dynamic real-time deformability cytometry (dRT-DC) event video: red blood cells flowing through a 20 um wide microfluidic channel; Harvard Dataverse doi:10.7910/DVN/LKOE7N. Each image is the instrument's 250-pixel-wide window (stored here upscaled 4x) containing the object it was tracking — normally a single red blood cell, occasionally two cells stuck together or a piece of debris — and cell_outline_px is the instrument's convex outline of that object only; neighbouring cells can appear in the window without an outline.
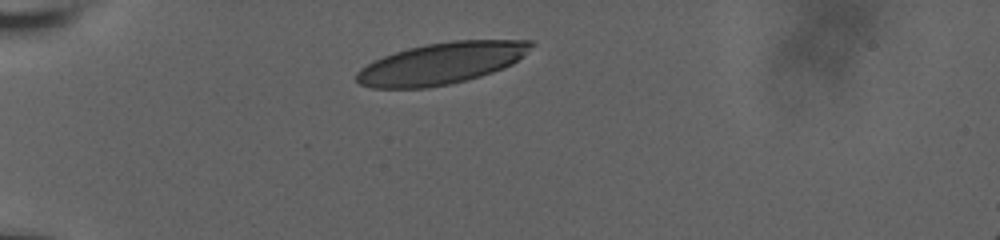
{"species": "human", "species_latin": "Homo sapiens", "temperature_condition": "room temperature", "stored_images_in_passage": 11, "camera_frame_rate_fps": 3000, "um_per_image_px": 0.085, "donor": {"sex": "male"}, "frame": {"image": 1, "passage_image": 1, "time_ms": 0.0, "image_size_px": [1000, 240], "cell_outline_px": [[536, 44], [512, 64], [504, 68], [480, 76], [448, 84], [428, 88], [372, 88], [360, 84], [356, 80], [356, 72], [360, 68], [384, 56], [408, 48], [424, 44], [452, 40], [532, 40]], "centroid_in_image_um": [37.52, 5.38], "position_along_channel_um": 47.5, "area_um2": 42.08}}
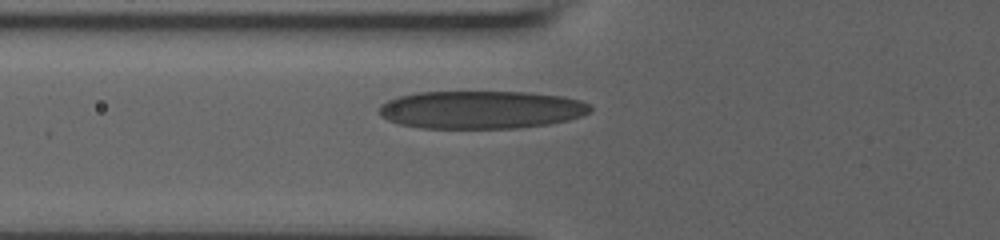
{"frame": {"image": 2, "passage_image": 7, "time_ms": 2.0, "image_size_px": [1000, 240], "cell_outline_px": [[592, 112], [568, 120], [548, 124], [516, 128], [420, 128], [400, 124], [388, 120], [380, 116], [380, 104], [388, 100], [400, 96], [416, 92], [528, 92], [564, 96], [580, 100], [592, 104]], "centroid_in_image_um": [40.93, 9.32], "position_along_channel_um": 84.9, "area_um2": 46.93}}
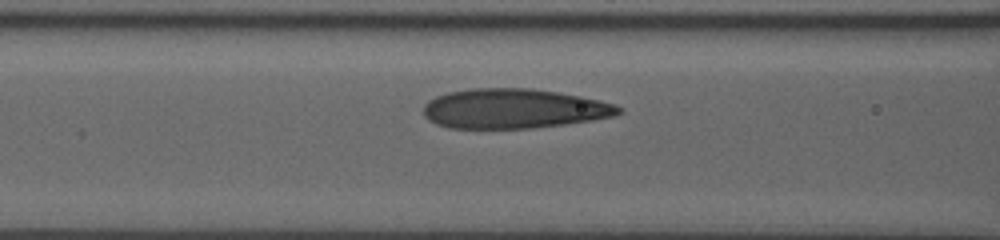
{"frame": {"image": 3, "passage_image": 10, "time_ms": 3.0, "image_size_px": [1000, 240], "cell_outline_px": [[624, 112], [616, 116], [592, 120], [564, 124], [532, 128], [452, 128], [436, 124], [428, 120], [424, 116], [424, 104], [428, 100], [436, 96], [448, 92], [472, 88], [528, 88], [556, 92], [580, 96], [600, 100], [616, 104], [624, 108]], "centroid_in_image_um": [43.7, 9.23], "position_along_channel_um": 122.9, "area_um2": 45.32}}